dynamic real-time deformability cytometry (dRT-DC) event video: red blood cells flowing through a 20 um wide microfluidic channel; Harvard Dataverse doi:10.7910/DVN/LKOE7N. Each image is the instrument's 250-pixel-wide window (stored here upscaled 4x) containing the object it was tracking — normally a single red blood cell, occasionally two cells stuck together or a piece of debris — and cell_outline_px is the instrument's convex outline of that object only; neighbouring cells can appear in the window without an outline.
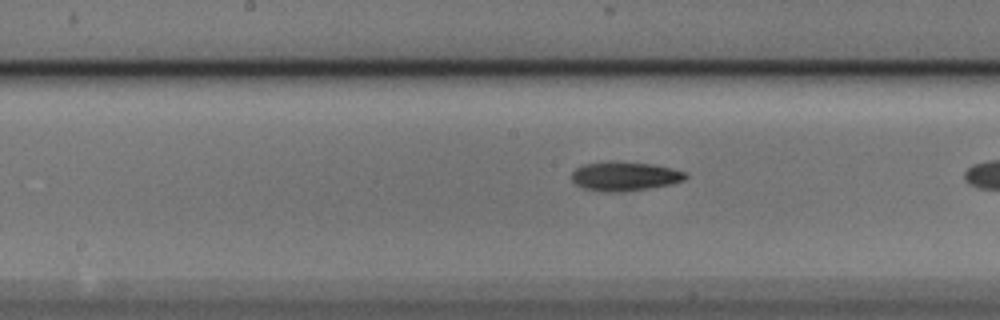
{"species": "Egyptian fruit bat (a non-hibernating species)", "species_latin": "Rousettus aegyptiacus", "temperature_condition": "cold", "stored_images_in_passage": 9, "camera_frame_rate_fps": 3000, "um_per_image_px": 0.085, "animal": {"sex": "male"}, "frame": {"image": 1, "passage_image": 8, "time_ms": 2.333, "image_size_px": [1000, 320], "cell_outline_px": [[688, 176], [684, 180], [668, 184], [648, 188], [616, 192], [604, 192], [584, 188], [576, 184], [572, 180], [572, 172], [576, 168], [584, 164], [608, 160], [652, 164], [672, 168], [688, 172]], "centroid_in_image_um": [53.09, 14.96], "position_along_channel_um": 195.1, "area_um2": 19.36}}